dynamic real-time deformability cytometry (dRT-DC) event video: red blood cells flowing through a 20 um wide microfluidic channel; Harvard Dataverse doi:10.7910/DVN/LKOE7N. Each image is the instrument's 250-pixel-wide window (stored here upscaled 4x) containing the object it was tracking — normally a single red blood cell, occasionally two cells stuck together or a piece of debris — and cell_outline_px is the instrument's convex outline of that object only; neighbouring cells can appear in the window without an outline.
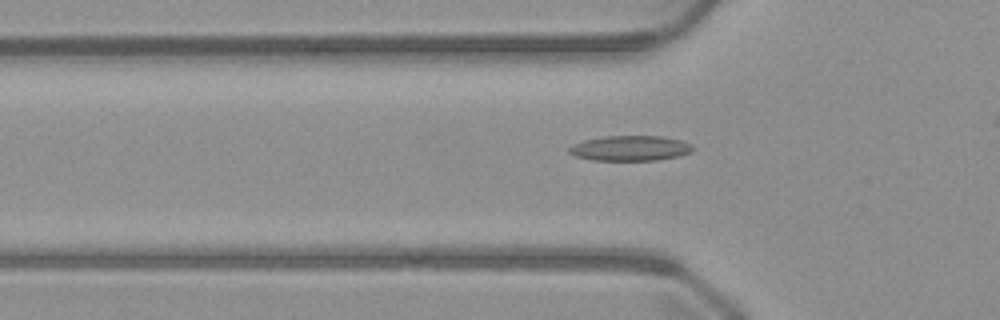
{"species": "common noctule bat (a hibernating species)", "species_latin": "Nyctalus noctula", "temperature_condition": "warm", "stored_images_in_passage": 29, "camera_frame_rate_fps": 3000, "um_per_image_px": 0.085, "animal": {"sex": "male", "body_mass_g": 23.1, "forearm_length_mm": 52.7}, "frame": {"image": 1, "passage_image": 4, "time_ms": 1.0, "image_size_px": [1000, 320], "cell_outline_px": [[696, 148], [680, 156], [656, 160], [592, 160], [576, 156], [568, 152], [568, 148], [572, 144], [584, 140], [604, 136], [660, 136], [680, 140], [692, 144]], "centroid_in_image_um": [53.56, 12.59], "position_along_channel_um": 72.2, "area_um2": 18.15}}
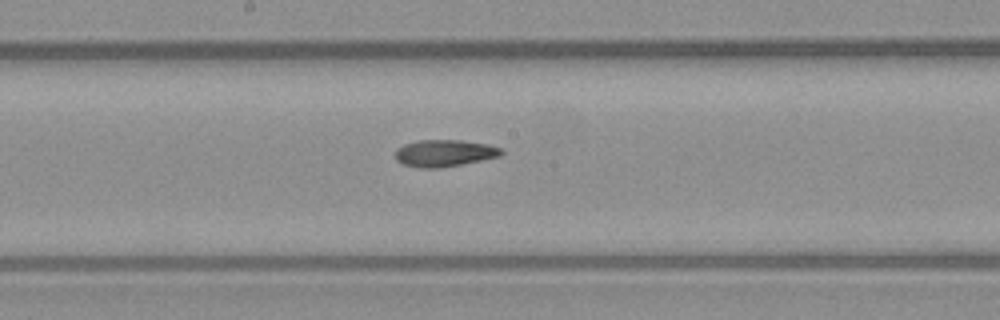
{"frame": {"image": 2, "passage_image": 14, "time_ms": 4.333, "image_size_px": [1000, 320], "cell_outline_px": [[504, 152], [500, 156], [440, 168], [420, 168], [404, 164], [396, 160], [396, 148], [404, 144], [420, 140], [460, 140], [488, 144], [500, 148]], "centroid_in_image_um": [37.76, 13.01], "position_along_channel_um": 210.4, "area_um2": 16.47}}
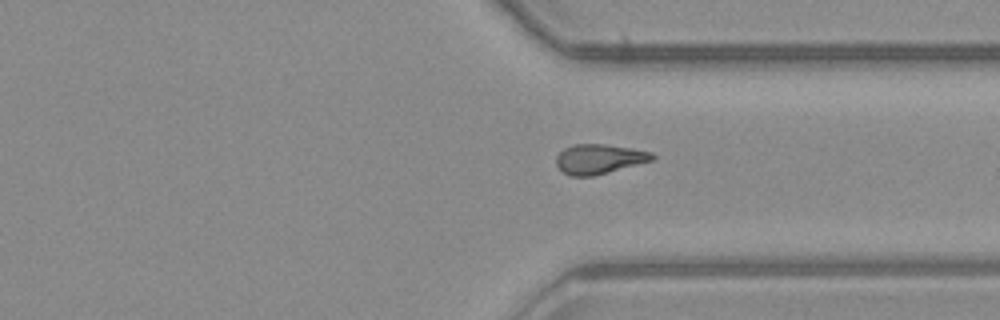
{"frame": {"image": 3, "passage_image": 25, "time_ms": 8.0, "image_size_px": [1000, 320], "cell_outline_px": [[656, 156], [652, 160], [608, 172], [592, 176], [572, 176], [564, 172], [556, 164], [556, 156], [564, 148], [572, 144], [604, 144], [632, 148], [652, 152]], "centroid_in_image_um": [50.92, 13.5], "position_along_channel_um": 360.5, "area_um2": 16.47}}